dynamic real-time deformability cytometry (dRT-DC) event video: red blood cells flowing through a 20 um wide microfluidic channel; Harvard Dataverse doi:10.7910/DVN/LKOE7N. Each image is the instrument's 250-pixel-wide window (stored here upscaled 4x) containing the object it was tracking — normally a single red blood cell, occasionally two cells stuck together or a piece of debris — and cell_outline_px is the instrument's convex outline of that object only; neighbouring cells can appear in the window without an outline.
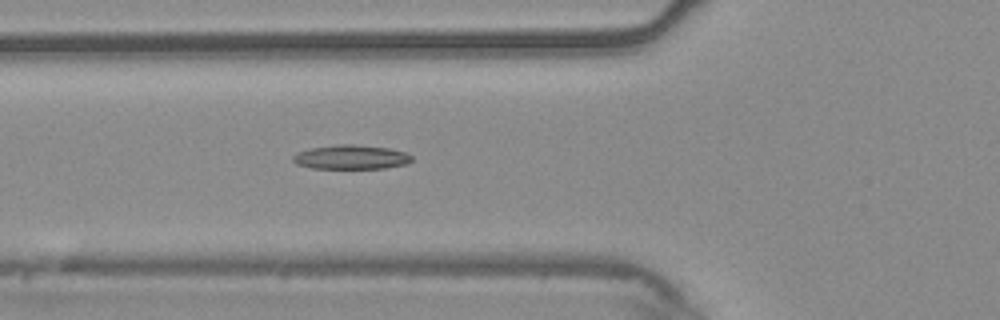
{"species": "common noctule bat (a hibernating species)", "species_latin": "Nyctalus noctula", "temperature_condition": "warm", "stored_images_in_passage": 44, "camera_frame_rate_fps": 3000, "um_per_image_px": 0.085, "animal": {"sex": "male", "body_mass_g": 20.4}, "frame": {"image": 1, "passage_image": 10, "time_ms": 3.0, "image_size_px": [1000, 320], "cell_outline_px": [[412, 160], [408, 164], [384, 168], [312, 168], [296, 164], [292, 160], [292, 156], [296, 152], [312, 148], [340, 144], [352, 144], [388, 148], [404, 152], [412, 156]], "centroid_in_image_um": [29.83, 13.36], "position_along_channel_um": 96.0, "area_um2": 16.7}}
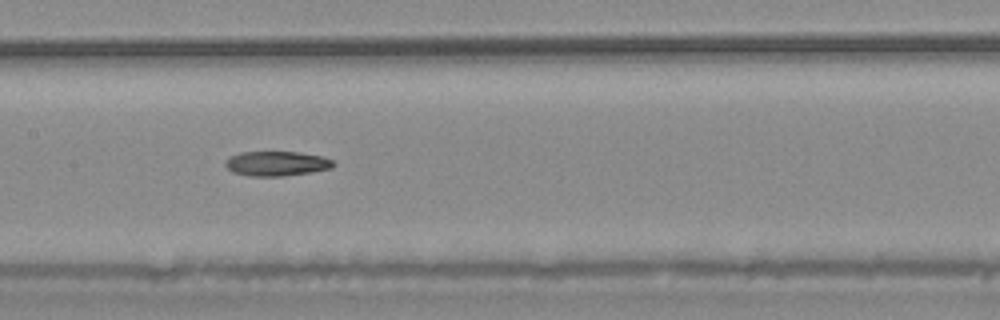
{"frame": {"image": 2, "passage_image": 17, "time_ms": 5.333, "image_size_px": [1000, 320], "cell_outline_px": [[336, 164], [332, 168], [312, 172], [284, 176], [248, 176], [232, 172], [224, 164], [224, 160], [240, 152], [296, 152], [324, 156], [332, 160]], "centroid_in_image_um": [23.52, 13.91], "position_along_channel_um": 183.9, "area_um2": 15.66}}
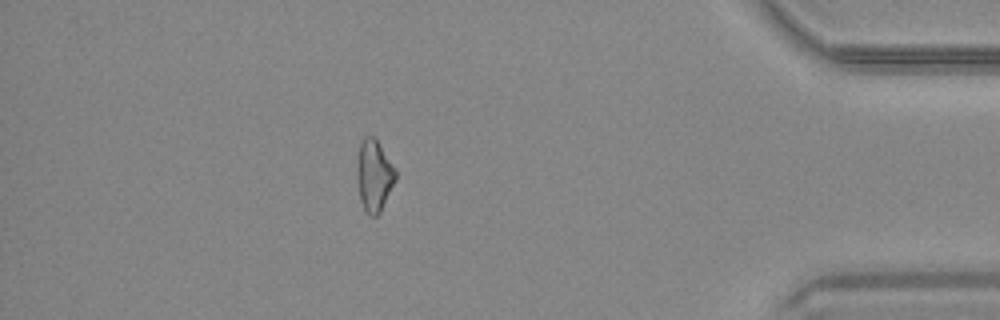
{"frame": {"image": 3, "passage_image": 38, "time_ms": 12.333, "image_size_px": [1000, 320], "cell_outline_px": [[396, 180], [380, 212], [376, 216], [372, 216], [364, 208], [360, 200], [356, 180], [356, 168], [360, 140], [364, 136], [376, 136], [396, 168]], "centroid_in_image_um": [31.79, 14.85], "position_along_channel_um": 403.4, "area_um2": 16.53}}